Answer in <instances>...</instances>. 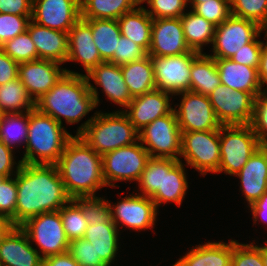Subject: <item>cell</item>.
<instances>
[{
  "instance_id": "cell-60",
  "label": "cell",
  "mask_w": 267,
  "mask_h": 266,
  "mask_svg": "<svg viewBox=\"0 0 267 266\" xmlns=\"http://www.w3.org/2000/svg\"><path fill=\"white\" fill-rule=\"evenodd\" d=\"M138 5H141L142 3H144L145 0H134Z\"/></svg>"
},
{
  "instance_id": "cell-55",
  "label": "cell",
  "mask_w": 267,
  "mask_h": 266,
  "mask_svg": "<svg viewBox=\"0 0 267 266\" xmlns=\"http://www.w3.org/2000/svg\"><path fill=\"white\" fill-rule=\"evenodd\" d=\"M253 215V224L256 225L258 218L267 222V192L264 193L257 201L249 206Z\"/></svg>"
},
{
  "instance_id": "cell-15",
  "label": "cell",
  "mask_w": 267,
  "mask_h": 266,
  "mask_svg": "<svg viewBox=\"0 0 267 266\" xmlns=\"http://www.w3.org/2000/svg\"><path fill=\"white\" fill-rule=\"evenodd\" d=\"M114 204L109 202L111 220L117 227L124 225L135 231L154 227L159 210L151 198L136 193L127 195Z\"/></svg>"
},
{
  "instance_id": "cell-57",
  "label": "cell",
  "mask_w": 267,
  "mask_h": 266,
  "mask_svg": "<svg viewBox=\"0 0 267 266\" xmlns=\"http://www.w3.org/2000/svg\"><path fill=\"white\" fill-rule=\"evenodd\" d=\"M10 227H11L10 222L4 217L0 216V239Z\"/></svg>"
},
{
  "instance_id": "cell-23",
  "label": "cell",
  "mask_w": 267,
  "mask_h": 266,
  "mask_svg": "<svg viewBox=\"0 0 267 266\" xmlns=\"http://www.w3.org/2000/svg\"><path fill=\"white\" fill-rule=\"evenodd\" d=\"M182 160L163 158L161 189L151 197L158 210L161 204L174 202L181 205L188 189V181Z\"/></svg>"
},
{
  "instance_id": "cell-6",
  "label": "cell",
  "mask_w": 267,
  "mask_h": 266,
  "mask_svg": "<svg viewBox=\"0 0 267 266\" xmlns=\"http://www.w3.org/2000/svg\"><path fill=\"white\" fill-rule=\"evenodd\" d=\"M220 166L218 173L237 175L262 146L250 124L222 125L219 128Z\"/></svg>"
},
{
  "instance_id": "cell-25",
  "label": "cell",
  "mask_w": 267,
  "mask_h": 266,
  "mask_svg": "<svg viewBox=\"0 0 267 266\" xmlns=\"http://www.w3.org/2000/svg\"><path fill=\"white\" fill-rule=\"evenodd\" d=\"M87 80H93L97 86H101L103 92L111 102L126 108L133 100L123 78L121 66L109 62H103L94 67L87 75Z\"/></svg>"
},
{
  "instance_id": "cell-47",
  "label": "cell",
  "mask_w": 267,
  "mask_h": 266,
  "mask_svg": "<svg viewBox=\"0 0 267 266\" xmlns=\"http://www.w3.org/2000/svg\"><path fill=\"white\" fill-rule=\"evenodd\" d=\"M69 252L80 266H108L85 238L71 240Z\"/></svg>"
},
{
  "instance_id": "cell-51",
  "label": "cell",
  "mask_w": 267,
  "mask_h": 266,
  "mask_svg": "<svg viewBox=\"0 0 267 266\" xmlns=\"http://www.w3.org/2000/svg\"><path fill=\"white\" fill-rule=\"evenodd\" d=\"M13 151L14 150L12 148L4 145L0 141V176L10 177L13 175L15 176L18 173L19 168L22 165V161L19 160L18 163H16V161L14 160L15 156L13 155ZM15 165H17L16 171L13 170L15 169Z\"/></svg>"
},
{
  "instance_id": "cell-41",
  "label": "cell",
  "mask_w": 267,
  "mask_h": 266,
  "mask_svg": "<svg viewBox=\"0 0 267 266\" xmlns=\"http://www.w3.org/2000/svg\"><path fill=\"white\" fill-rule=\"evenodd\" d=\"M81 205L87 223L105 224L111 220L109 200L103 197L90 196L75 198Z\"/></svg>"
},
{
  "instance_id": "cell-27",
  "label": "cell",
  "mask_w": 267,
  "mask_h": 266,
  "mask_svg": "<svg viewBox=\"0 0 267 266\" xmlns=\"http://www.w3.org/2000/svg\"><path fill=\"white\" fill-rule=\"evenodd\" d=\"M232 240L207 242L190 249L174 266H231Z\"/></svg>"
},
{
  "instance_id": "cell-40",
  "label": "cell",
  "mask_w": 267,
  "mask_h": 266,
  "mask_svg": "<svg viewBox=\"0 0 267 266\" xmlns=\"http://www.w3.org/2000/svg\"><path fill=\"white\" fill-rule=\"evenodd\" d=\"M163 158L150 157L138 182L141 195L151 198L161 189Z\"/></svg>"
},
{
  "instance_id": "cell-13",
  "label": "cell",
  "mask_w": 267,
  "mask_h": 266,
  "mask_svg": "<svg viewBox=\"0 0 267 266\" xmlns=\"http://www.w3.org/2000/svg\"><path fill=\"white\" fill-rule=\"evenodd\" d=\"M221 125H247L253 117L254 97L220 84L208 95Z\"/></svg>"
},
{
  "instance_id": "cell-11",
  "label": "cell",
  "mask_w": 267,
  "mask_h": 266,
  "mask_svg": "<svg viewBox=\"0 0 267 266\" xmlns=\"http://www.w3.org/2000/svg\"><path fill=\"white\" fill-rule=\"evenodd\" d=\"M265 29L258 23L230 16L215 29L212 52L214 59H231L243 46L258 38Z\"/></svg>"
},
{
  "instance_id": "cell-32",
  "label": "cell",
  "mask_w": 267,
  "mask_h": 266,
  "mask_svg": "<svg viewBox=\"0 0 267 266\" xmlns=\"http://www.w3.org/2000/svg\"><path fill=\"white\" fill-rule=\"evenodd\" d=\"M84 20L91 26L93 40L101 59L109 62L117 51L118 41L121 37L118 21L110 19Z\"/></svg>"
},
{
  "instance_id": "cell-22",
  "label": "cell",
  "mask_w": 267,
  "mask_h": 266,
  "mask_svg": "<svg viewBox=\"0 0 267 266\" xmlns=\"http://www.w3.org/2000/svg\"><path fill=\"white\" fill-rule=\"evenodd\" d=\"M240 179V190L248 206L267 192V146L262 145L235 175Z\"/></svg>"
},
{
  "instance_id": "cell-31",
  "label": "cell",
  "mask_w": 267,
  "mask_h": 266,
  "mask_svg": "<svg viewBox=\"0 0 267 266\" xmlns=\"http://www.w3.org/2000/svg\"><path fill=\"white\" fill-rule=\"evenodd\" d=\"M190 73V91L208 96L221 84L215 59L206 53L193 59Z\"/></svg>"
},
{
  "instance_id": "cell-17",
  "label": "cell",
  "mask_w": 267,
  "mask_h": 266,
  "mask_svg": "<svg viewBox=\"0 0 267 266\" xmlns=\"http://www.w3.org/2000/svg\"><path fill=\"white\" fill-rule=\"evenodd\" d=\"M61 65L45 59H37L19 64L18 78L34 102L49 92L66 72L64 68L60 67Z\"/></svg>"
},
{
  "instance_id": "cell-62",
  "label": "cell",
  "mask_w": 267,
  "mask_h": 266,
  "mask_svg": "<svg viewBox=\"0 0 267 266\" xmlns=\"http://www.w3.org/2000/svg\"><path fill=\"white\" fill-rule=\"evenodd\" d=\"M3 114L4 113L0 110V121H1V118H2Z\"/></svg>"
},
{
  "instance_id": "cell-42",
  "label": "cell",
  "mask_w": 267,
  "mask_h": 266,
  "mask_svg": "<svg viewBox=\"0 0 267 266\" xmlns=\"http://www.w3.org/2000/svg\"><path fill=\"white\" fill-rule=\"evenodd\" d=\"M17 205L16 175L6 177L0 183V216L15 226V210Z\"/></svg>"
},
{
  "instance_id": "cell-45",
  "label": "cell",
  "mask_w": 267,
  "mask_h": 266,
  "mask_svg": "<svg viewBox=\"0 0 267 266\" xmlns=\"http://www.w3.org/2000/svg\"><path fill=\"white\" fill-rule=\"evenodd\" d=\"M261 145L267 146V90H263L254 98L253 117L250 123Z\"/></svg>"
},
{
  "instance_id": "cell-20",
  "label": "cell",
  "mask_w": 267,
  "mask_h": 266,
  "mask_svg": "<svg viewBox=\"0 0 267 266\" xmlns=\"http://www.w3.org/2000/svg\"><path fill=\"white\" fill-rule=\"evenodd\" d=\"M43 258L19 226H11L0 239V266H42Z\"/></svg>"
},
{
  "instance_id": "cell-35",
  "label": "cell",
  "mask_w": 267,
  "mask_h": 266,
  "mask_svg": "<svg viewBox=\"0 0 267 266\" xmlns=\"http://www.w3.org/2000/svg\"><path fill=\"white\" fill-rule=\"evenodd\" d=\"M35 108L19 78L0 85V110L4 114L25 113Z\"/></svg>"
},
{
  "instance_id": "cell-21",
  "label": "cell",
  "mask_w": 267,
  "mask_h": 266,
  "mask_svg": "<svg viewBox=\"0 0 267 266\" xmlns=\"http://www.w3.org/2000/svg\"><path fill=\"white\" fill-rule=\"evenodd\" d=\"M69 61L81 63L85 75L104 62L94 43L91 26L82 18L68 32L67 62Z\"/></svg>"
},
{
  "instance_id": "cell-14",
  "label": "cell",
  "mask_w": 267,
  "mask_h": 266,
  "mask_svg": "<svg viewBox=\"0 0 267 266\" xmlns=\"http://www.w3.org/2000/svg\"><path fill=\"white\" fill-rule=\"evenodd\" d=\"M199 52L170 57H151L154 67L156 89L173 95L190 90V69Z\"/></svg>"
},
{
  "instance_id": "cell-7",
  "label": "cell",
  "mask_w": 267,
  "mask_h": 266,
  "mask_svg": "<svg viewBox=\"0 0 267 266\" xmlns=\"http://www.w3.org/2000/svg\"><path fill=\"white\" fill-rule=\"evenodd\" d=\"M139 141L150 157L181 160L182 132L174 110L139 131ZM145 144V145H144Z\"/></svg>"
},
{
  "instance_id": "cell-12",
  "label": "cell",
  "mask_w": 267,
  "mask_h": 266,
  "mask_svg": "<svg viewBox=\"0 0 267 266\" xmlns=\"http://www.w3.org/2000/svg\"><path fill=\"white\" fill-rule=\"evenodd\" d=\"M178 95L183 97L173 110L181 132L219 130L222 125L208 96L190 90L174 96Z\"/></svg>"
},
{
  "instance_id": "cell-61",
  "label": "cell",
  "mask_w": 267,
  "mask_h": 266,
  "mask_svg": "<svg viewBox=\"0 0 267 266\" xmlns=\"http://www.w3.org/2000/svg\"><path fill=\"white\" fill-rule=\"evenodd\" d=\"M6 177L0 176V183L5 179Z\"/></svg>"
},
{
  "instance_id": "cell-19",
  "label": "cell",
  "mask_w": 267,
  "mask_h": 266,
  "mask_svg": "<svg viewBox=\"0 0 267 266\" xmlns=\"http://www.w3.org/2000/svg\"><path fill=\"white\" fill-rule=\"evenodd\" d=\"M171 96L174 95L166 91L154 89L133 97L126 110L122 109V111L128 116L131 124L140 131L155 119L173 111L174 108L170 106L172 105L170 103Z\"/></svg>"
},
{
  "instance_id": "cell-38",
  "label": "cell",
  "mask_w": 267,
  "mask_h": 266,
  "mask_svg": "<svg viewBox=\"0 0 267 266\" xmlns=\"http://www.w3.org/2000/svg\"><path fill=\"white\" fill-rule=\"evenodd\" d=\"M0 49L18 64L38 59L37 50L27 30L5 42Z\"/></svg>"
},
{
  "instance_id": "cell-30",
  "label": "cell",
  "mask_w": 267,
  "mask_h": 266,
  "mask_svg": "<svg viewBox=\"0 0 267 266\" xmlns=\"http://www.w3.org/2000/svg\"><path fill=\"white\" fill-rule=\"evenodd\" d=\"M121 71L132 97L156 89L153 62L148 54L142 59L122 65Z\"/></svg>"
},
{
  "instance_id": "cell-4",
  "label": "cell",
  "mask_w": 267,
  "mask_h": 266,
  "mask_svg": "<svg viewBox=\"0 0 267 266\" xmlns=\"http://www.w3.org/2000/svg\"><path fill=\"white\" fill-rule=\"evenodd\" d=\"M74 135L36 108L29 111L28 136L22 163L55 165Z\"/></svg>"
},
{
  "instance_id": "cell-33",
  "label": "cell",
  "mask_w": 267,
  "mask_h": 266,
  "mask_svg": "<svg viewBox=\"0 0 267 266\" xmlns=\"http://www.w3.org/2000/svg\"><path fill=\"white\" fill-rule=\"evenodd\" d=\"M184 37L191 50L203 53V46L212 44L216 26L192 10L180 17Z\"/></svg>"
},
{
  "instance_id": "cell-56",
  "label": "cell",
  "mask_w": 267,
  "mask_h": 266,
  "mask_svg": "<svg viewBox=\"0 0 267 266\" xmlns=\"http://www.w3.org/2000/svg\"><path fill=\"white\" fill-rule=\"evenodd\" d=\"M264 39H266V42L263 44V49L261 52L260 63L258 67V75L262 87H264L263 85L266 84V90H267V33L266 32Z\"/></svg>"
},
{
  "instance_id": "cell-53",
  "label": "cell",
  "mask_w": 267,
  "mask_h": 266,
  "mask_svg": "<svg viewBox=\"0 0 267 266\" xmlns=\"http://www.w3.org/2000/svg\"><path fill=\"white\" fill-rule=\"evenodd\" d=\"M19 64L0 49V85L18 78Z\"/></svg>"
},
{
  "instance_id": "cell-49",
  "label": "cell",
  "mask_w": 267,
  "mask_h": 266,
  "mask_svg": "<svg viewBox=\"0 0 267 266\" xmlns=\"http://www.w3.org/2000/svg\"><path fill=\"white\" fill-rule=\"evenodd\" d=\"M146 55L147 52L142 47L121 35L118 41L117 51L114 53V56L109 63L122 66L142 59Z\"/></svg>"
},
{
  "instance_id": "cell-1",
  "label": "cell",
  "mask_w": 267,
  "mask_h": 266,
  "mask_svg": "<svg viewBox=\"0 0 267 266\" xmlns=\"http://www.w3.org/2000/svg\"><path fill=\"white\" fill-rule=\"evenodd\" d=\"M16 184L15 226L36 215L58 211L71 199L56 165L22 163Z\"/></svg>"
},
{
  "instance_id": "cell-8",
  "label": "cell",
  "mask_w": 267,
  "mask_h": 266,
  "mask_svg": "<svg viewBox=\"0 0 267 266\" xmlns=\"http://www.w3.org/2000/svg\"><path fill=\"white\" fill-rule=\"evenodd\" d=\"M19 227L30 242L37 243L40 250L37 251L43 259L69 251L70 241L64 231L59 210L31 217Z\"/></svg>"
},
{
  "instance_id": "cell-28",
  "label": "cell",
  "mask_w": 267,
  "mask_h": 266,
  "mask_svg": "<svg viewBox=\"0 0 267 266\" xmlns=\"http://www.w3.org/2000/svg\"><path fill=\"white\" fill-rule=\"evenodd\" d=\"M119 229L116 224L110 220L108 223L101 224L88 223L84 238L95 248L97 255L110 266L119 248Z\"/></svg>"
},
{
  "instance_id": "cell-26",
  "label": "cell",
  "mask_w": 267,
  "mask_h": 266,
  "mask_svg": "<svg viewBox=\"0 0 267 266\" xmlns=\"http://www.w3.org/2000/svg\"><path fill=\"white\" fill-rule=\"evenodd\" d=\"M221 84L250 93L254 98L262 91L258 69L238 64L230 59H215Z\"/></svg>"
},
{
  "instance_id": "cell-29",
  "label": "cell",
  "mask_w": 267,
  "mask_h": 266,
  "mask_svg": "<svg viewBox=\"0 0 267 266\" xmlns=\"http://www.w3.org/2000/svg\"><path fill=\"white\" fill-rule=\"evenodd\" d=\"M137 5L132 11L117 19L121 35L138 44L147 53L150 49L153 19L143 6Z\"/></svg>"
},
{
  "instance_id": "cell-46",
  "label": "cell",
  "mask_w": 267,
  "mask_h": 266,
  "mask_svg": "<svg viewBox=\"0 0 267 266\" xmlns=\"http://www.w3.org/2000/svg\"><path fill=\"white\" fill-rule=\"evenodd\" d=\"M150 10L145 9L152 19L180 18L187 8V0H145Z\"/></svg>"
},
{
  "instance_id": "cell-39",
  "label": "cell",
  "mask_w": 267,
  "mask_h": 266,
  "mask_svg": "<svg viewBox=\"0 0 267 266\" xmlns=\"http://www.w3.org/2000/svg\"><path fill=\"white\" fill-rule=\"evenodd\" d=\"M232 16L258 23L267 28V0H230Z\"/></svg>"
},
{
  "instance_id": "cell-24",
  "label": "cell",
  "mask_w": 267,
  "mask_h": 266,
  "mask_svg": "<svg viewBox=\"0 0 267 266\" xmlns=\"http://www.w3.org/2000/svg\"><path fill=\"white\" fill-rule=\"evenodd\" d=\"M27 31L37 50L38 59L63 64L68 56V33L52 30L30 21Z\"/></svg>"
},
{
  "instance_id": "cell-9",
  "label": "cell",
  "mask_w": 267,
  "mask_h": 266,
  "mask_svg": "<svg viewBox=\"0 0 267 266\" xmlns=\"http://www.w3.org/2000/svg\"><path fill=\"white\" fill-rule=\"evenodd\" d=\"M150 155L141 142L120 147L102 155V172L106 187L117 181H138Z\"/></svg>"
},
{
  "instance_id": "cell-44",
  "label": "cell",
  "mask_w": 267,
  "mask_h": 266,
  "mask_svg": "<svg viewBox=\"0 0 267 266\" xmlns=\"http://www.w3.org/2000/svg\"><path fill=\"white\" fill-rule=\"evenodd\" d=\"M231 266H264L261 257V246L239 243L232 240Z\"/></svg>"
},
{
  "instance_id": "cell-16",
  "label": "cell",
  "mask_w": 267,
  "mask_h": 266,
  "mask_svg": "<svg viewBox=\"0 0 267 266\" xmlns=\"http://www.w3.org/2000/svg\"><path fill=\"white\" fill-rule=\"evenodd\" d=\"M81 18L80 0H32L31 21L68 33Z\"/></svg>"
},
{
  "instance_id": "cell-43",
  "label": "cell",
  "mask_w": 267,
  "mask_h": 266,
  "mask_svg": "<svg viewBox=\"0 0 267 266\" xmlns=\"http://www.w3.org/2000/svg\"><path fill=\"white\" fill-rule=\"evenodd\" d=\"M192 11L216 27L232 15L230 0L205 1L197 4Z\"/></svg>"
},
{
  "instance_id": "cell-10",
  "label": "cell",
  "mask_w": 267,
  "mask_h": 266,
  "mask_svg": "<svg viewBox=\"0 0 267 266\" xmlns=\"http://www.w3.org/2000/svg\"><path fill=\"white\" fill-rule=\"evenodd\" d=\"M181 157L200 172L218 173L220 166L219 130L182 132Z\"/></svg>"
},
{
  "instance_id": "cell-50",
  "label": "cell",
  "mask_w": 267,
  "mask_h": 266,
  "mask_svg": "<svg viewBox=\"0 0 267 266\" xmlns=\"http://www.w3.org/2000/svg\"><path fill=\"white\" fill-rule=\"evenodd\" d=\"M263 44L264 41H260L256 38L255 40L243 46L242 49L236 52L230 60L238 64L258 69Z\"/></svg>"
},
{
  "instance_id": "cell-5",
  "label": "cell",
  "mask_w": 267,
  "mask_h": 266,
  "mask_svg": "<svg viewBox=\"0 0 267 266\" xmlns=\"http://www.w3.org/2000/svg\"><path fill=\"white\" fill-rule=\"evenodd\" d=\"M97 111L77 128V133L96 153L104 155L139 141V131L122 111Z\"/></svg>"
},
{
  "instance_id": "cell-3",
  "label": "cell",
  "mask_w": 267,
  "mask_h": 266,
  "mask_svg": "<svg viewBox=\"0 0 267 266\" xmlns=\"http://www.w3.org/2000/svg\"><path fill=\"white\" fill-rule=\"evenodd\" d=\"M55 165L71 199L96 196V191L106 186L102 156L78 135L68 141Z\"/></svg>"
},
{
  "instance_id": "cell-59",
  "label": "cell",
  "mask_w": 267,
  "mask_h": 266,
  "mask_svg": "<svg viewBox=\"0 0 267 266\" xmlns=\"http://www.w3.org/2000/svg\"><path fill=\"white\" fill-rule=\"evenodd\" d=\"M205 1H210V0H187V3H190V7H192V9L200 3H205Z\"/></svg>"
},
{
  "instance_id": "cell-58",
  "label": "cell",
  "mask_w": 267,
  "mask_h": 266,
  "mask_svg": "<svg viewBox=\"0 0 267 266\" xmlns=\"http://www.w3.org/2000/svg\"><path fill=\"white\" fill-rule=\"evenodd\" d=\"M261 257H262L264 266H267V241L265 242V245L261 244Z\"/></svg>"
},
{
  "instance_id": "cell-2",
  "label": "cell",
  "mask_w": 267,
  "mask_h": 266,
  "mask_svg": "<svg viewBox=\"0 0 267 266\" xmlns=\"http://www.w3.org/2000/svg\"><path fill=\"white\" fill-rule=\"evenodd\" d=\"M65 71L53 88L35 102V108L61 125L63 118L71 125L95 109L100 100L98 89L85 74L66 68Z\"/></svg>"
},
{
  "instance_id": "cell-36",
  "label": "cell",
  "mask_w": 267,
  "mask_h": 266,
  "mask_svg": "<svg viewBox=\"0 0 267 266\" xmlns=\"http://www.w3.org/2000/svg\"><path fill=\"white\" fill-rule=\"evenodd\" d=\"M29 111L25 113L3 114L0 121V141L14 149L25 143L28 136Z\"/></svg>"
},
{
  "instance_id": "cell-54",
  "label": "cell",
  "mask_w": 267,
  "mask_h": 266,
  "mask_svg": "<svg viewBox=\"0 0 267 266\" xmlns=\"http://www.w3.org/2000/svg\"><path fill=\"white\" fill-rule=\"evenodd\" d=\"M42 266H80L72 257L69 251L46 257L43 259Z\"/></svg>"
},
{
  "instance_id": "cell-34",
  "label": "cell",
  "mask_w": 267,
  "mask_h": 266,
  "mask_svg": "<svg viewBox=\"0 0 267 266\" xmlns=\"http://www.w3.org/2000/svg\"><path fill=\"white\" fill-rule=\"evenodd\" d=\"M82 19L117 20L138 4L134 0H80Z\"/></svg>"
},
{
  "instance_id": "cell-48",
  "label": "cell",
  "mask_w": 267,
  "mask_h": 266,
  "mask_svg": "<svg viewBox=\"0 0 267 266\" xmlns=\"http://www.w3.org/2000/svg\"><path fill=\"white\" fill-rule=\"evenodd\" d=\"M31 16L0 13V46L27 30Z\"/></svg>"
},
{
  "instance_id": "cell-52",
  "label": "cell",
  "mask_w": 267,
  "mask_h": 266,
  "mask_svg": "<svg viewBox=\"0 0 267 266\" xmlns=\"http://www.w3.org/2000/svg\"><path fill=\"white\" fill-rule=\"evenodd\" d=\"M0 13L32 16V0H0Z\"/></svg>"
},
{
  "instance_id": "cell-18",
  "label": "cell",
  "mask_w": 267,
  "mask_h": 266,
  "mask_svg": "<svg viewBox=\"0 0 267 266\" xmlns=\"http://www.w3.org/2000/svg\"><path fill=\"white\" fill-rule=\"evenodd\" d=\"M191 51L180 18L153 19L149 56L170 57Z\"/></svg>"
},
{
  "instance_id": "cell-37",
  "label": "cell",
  "mask_w": 267,
  "mask_h": 266,
  "mask_svg": "<svg viewBox=\"0 0 267 266\" xmlns=\"http://www.w3.org/2000/svg\"><path fill=\"white\" fill-rule=\"evenodd\" d=\"M59 213L68 240L84 238L88 223L84 217L82 205L76 199H70Z\"/></svg>"
}]
</instances>
